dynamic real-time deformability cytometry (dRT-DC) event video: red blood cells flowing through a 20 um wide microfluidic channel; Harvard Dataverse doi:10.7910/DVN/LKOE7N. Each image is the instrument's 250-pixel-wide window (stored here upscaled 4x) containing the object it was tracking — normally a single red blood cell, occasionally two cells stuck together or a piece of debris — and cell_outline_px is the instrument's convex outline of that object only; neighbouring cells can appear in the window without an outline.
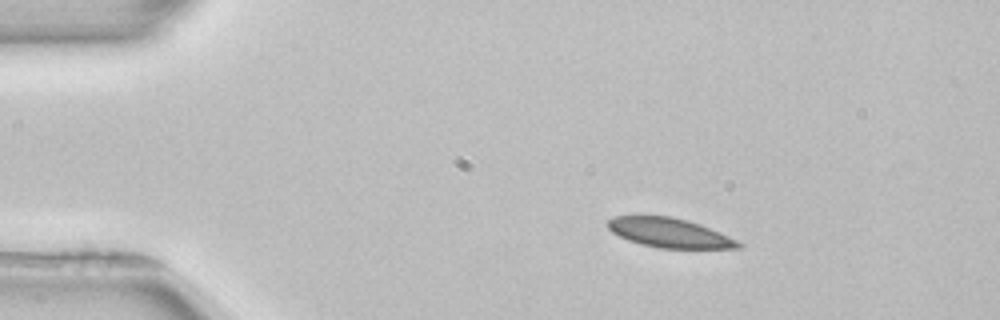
{"species": "common noctule bat (a hibernating species)", "species_latin": "Nyctalus noctula", "temperature_condition": "room temperature", "stored_images_in_passage": 51, "camera_frame_rate_fps": 3000, "um_per_image_px": 0.085, "animal": {"sex": "female", "body_mass_g": 22.7, "forearm_length_mm": 54.2}, "frame": {"image": 1, "passage_image": 8, "time_ms": 2.333, "image_size_px": [1000, 320], "cell_outline_px": [[744, 244], [740, 248], [660, 248], [640, 244], [628, 240], [612, 232], [608, 228], [608, 220], [612, 216], [640, 212], [668, 216], [688, 220], [700, 224], [720, 232]], "centroid_in_image_um": [56.81, 19.73], "position_along_channel_um": 28.2, "area_um2": 23.06}}
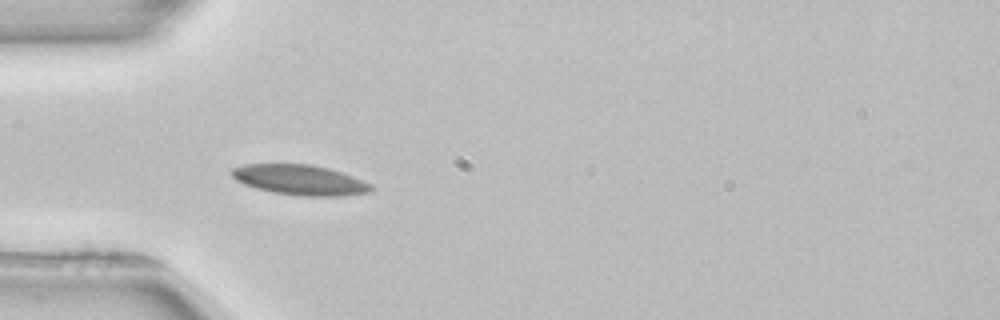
{"frame": {"image": 2, "passage_image": 15, "time_ms": 4.667, "image_size_px": [1000, 320], "cell_outline_px": [[376, 188], [372, 192], [340, 196], [300, 196], [272, 192], [256, 188], [244, 184], [236, 180], [228, 172], [232, 168], [244, 164], [312, 164], [328, 168], [352, 176], [372, 184]], "centroid_in_image_um": [25.5, 15.29], "position_along_channel_um": 59.5, "area_um2": 24.74}}
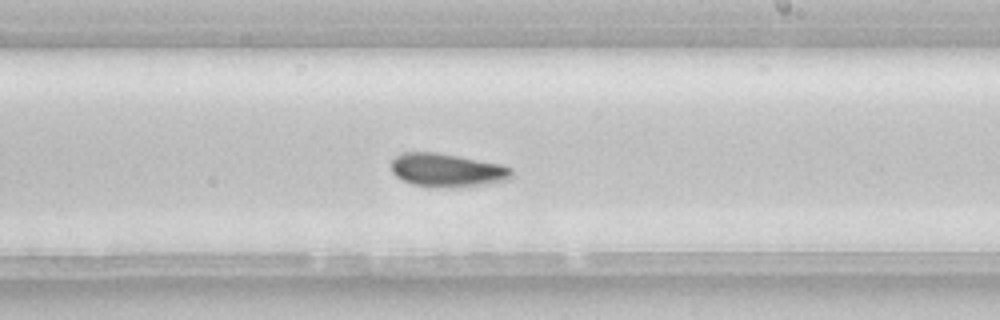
{"frame": {"image": 3, "passage_image": 30, "time_ms": 9.667, "image_size_px": [1000, 320], "cell_outline_px": [[512, 176], [508, 180], [484, 184], [412, 184], [396, 176], [392, 172], [392, 160], [396, 156], [404, 152], [436, 152], [460, 156], [500, 164], [512, 168]], "centroid_in_image_um": [38.01, 14.4], "position_along_channel_um": 251.0, "area_um2": 22.31}, "authors_computed_cell_mechanics": {"area_um2": 22.9466, "velocity_mm_per_s": 3.908, "shape_relaxation_time_tau1_ms": 7.3465, "shape_relaxation_time_tau2_ms": null, "deformation_change_tau1": 0.1398, "deformation_change_tau2": null}}